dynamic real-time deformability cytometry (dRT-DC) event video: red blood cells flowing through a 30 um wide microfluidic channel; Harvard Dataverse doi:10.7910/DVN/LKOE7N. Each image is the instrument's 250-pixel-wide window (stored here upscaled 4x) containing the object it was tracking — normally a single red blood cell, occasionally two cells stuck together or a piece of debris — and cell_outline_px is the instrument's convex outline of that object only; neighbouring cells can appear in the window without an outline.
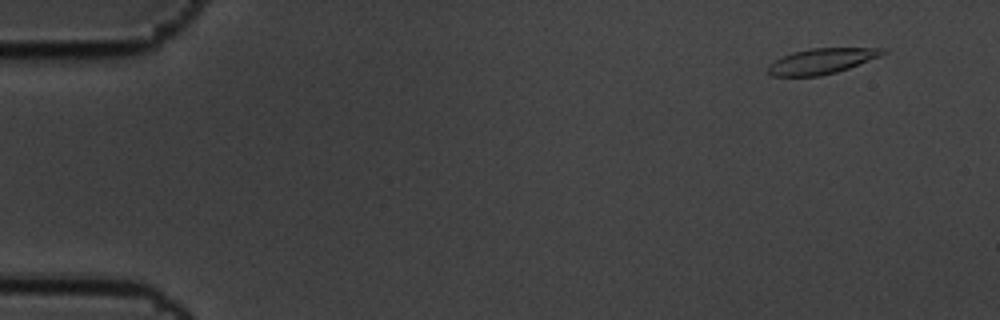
{"species": "common noctule bat (a hibernating species)", "species_latin": "Nyctalus noctula", "temperature_condition": "cold", "stored_images_in_passage": 5, "camera_frame_rate_fps": 3000, "um_per_image_px": 0.085, "animal": {"sex": "male", "body_mass_g": 19.5, "forearm_length_mm": 54.6}, "frame": {"image": 1, "passage_image": 2, "time_ms": 0.333, "image_size_px": [1000, 320], "cell_outline_px": [[888, 52], [880, 56], [848, 68], [836, 72], [820, 76], [772, 76], [768, 72], [768, 64], [784, 56], [796, 52], [812, 48], [888, 48]], "centroid_in_image_um": [69.87, 5.19], "position_along_channel_um": 15.1, "area_um2": 16.82}}
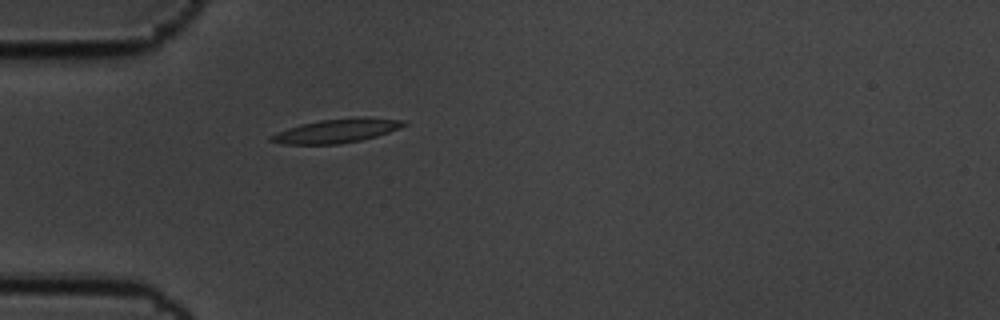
{"frame": {"image": 2, "passage_image": 5, "time_ms": 1.333, "image_size_px": [1000, 320], "cell_outline_px": [[408, 124], [400, 128], [376, 136], [360, 140], [340, 144], [284, 144], [268, 140], [268, 136], [276, 132], [300, 124], [320, 120], [356, 116], [368, 116], [408, 120]], "centroid_in_image_um": [28.66, 11.09], "position_along_channel_um": 56.3, "area_um2": 18.9}}